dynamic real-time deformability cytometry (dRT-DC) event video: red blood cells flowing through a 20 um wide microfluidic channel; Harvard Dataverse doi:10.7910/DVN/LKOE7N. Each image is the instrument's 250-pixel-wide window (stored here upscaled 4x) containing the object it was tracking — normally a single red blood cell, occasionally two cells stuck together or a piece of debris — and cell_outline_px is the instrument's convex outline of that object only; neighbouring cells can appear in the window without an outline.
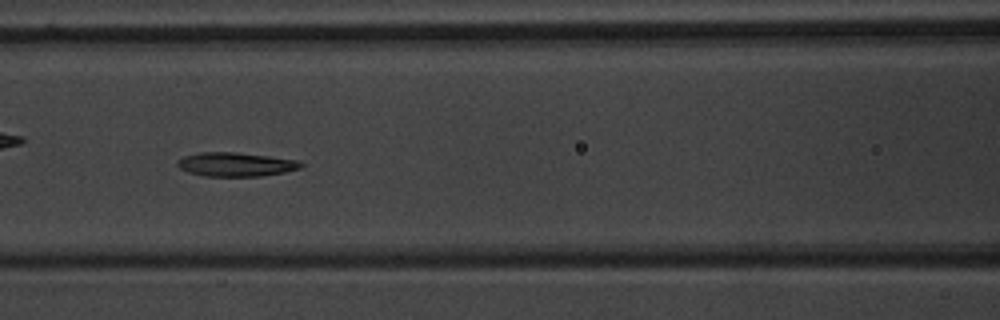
{"species": "common noctule bat (a hibernating species)", "species_latin": "Nyctalus noctula", "temperature_condition": "warm", "stored_images_in_passage": 44, "camera_frame_rate_fps": 3000, "um_per_image_px": 0.085, "animal": {"sex": "male", "body_mass_g": 20.1, "forearm_length_mm": 53.5}, "frame": {"image": 1, "passage_image": 19, "time_ms": 6.0, "image_size_px": [1000, 320], "cell_outline_px": [[304, 164], [300, 168], [284, 172], [260, 176], [204, 176], [188, 172], [180, 168], [176, 164], [176, 160], [184, 156], [200, 152], [236, 152], [300, 160]], "centroid_in_image_um": [20.03, 13.97], "position_along_channel_um": 146.6, "area_um2": 17.28}}
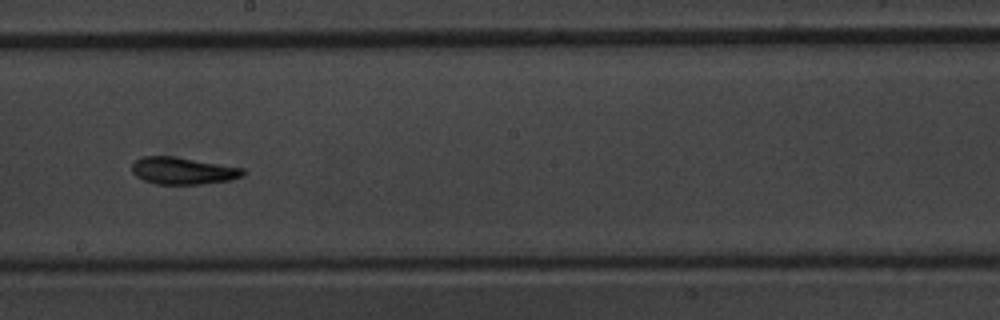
{"frame": {"image": 2, "passage_image": 26, "time_ms": 8.333, "image_size_px": [1000, 320], "cell_outline_px": [[244, 176], [228, 180], [200, 184], [160, 184], [144, 180], [136, 176], [132, 172], [132, 164], [140, 156], [172, 156], [244, 168]], "centroid_in_image_um": [15.53, 14.51], "position_along_channel_um": 232.7, "area_um2": 17.34}, "authors_computed_cell_mechanics": {"area_um2": 17.34, "velocity_mm_per_s": 3.6975, "shape_relaxation_time_tau1_ms": 4.222, "shape_relaxation_time_tau2_ms": 2.2037, "deformation_change_tau1": 0.1532, "deformation_change_tau2": 0.0872}}